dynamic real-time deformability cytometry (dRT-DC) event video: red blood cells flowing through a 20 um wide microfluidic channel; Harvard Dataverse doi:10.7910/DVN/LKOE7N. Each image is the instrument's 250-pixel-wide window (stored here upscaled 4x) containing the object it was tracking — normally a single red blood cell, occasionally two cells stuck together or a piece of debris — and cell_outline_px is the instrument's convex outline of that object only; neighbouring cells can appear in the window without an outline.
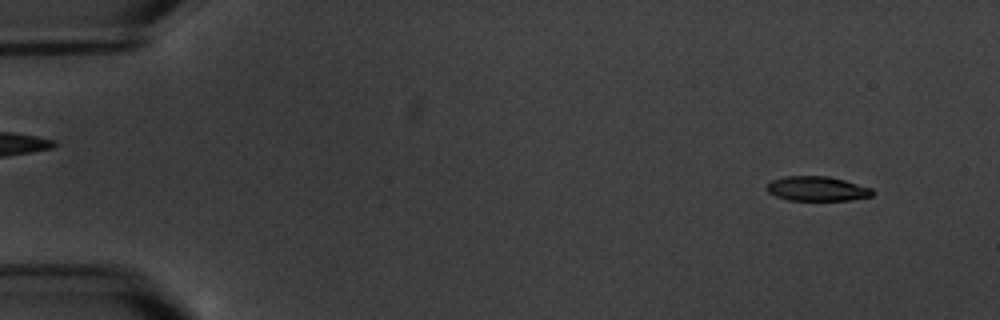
{"species": "common noctule bat (a hibernating species)", "species_latin": "Nyctalus noctula", "temperature_condition": "warm", "stored_images_in_passage": 6, "camera_frame_rate_fps": 3000, "um_per_image_px": 0.085, "animal": {"sex": "male", "body_mass_g": 20.1, "forearm_length_mm": 53.5}, "frame": {"image": 1, "passage_image": 1, "time_ms": 0.0, "image_size_px": [1000, 320], "cell_outline_px": [[876, 192], [872, 196], [848, 200], [788, 200], [776, 196], [768, 192], [764, 188], [772, 180], [784, 176], [828, 176], [844, 180], [872, 188]], "centroid_in_image_um": [69.45, 16.04], "position_along_channel_um": 15.6, "area_um2": 15.2}}
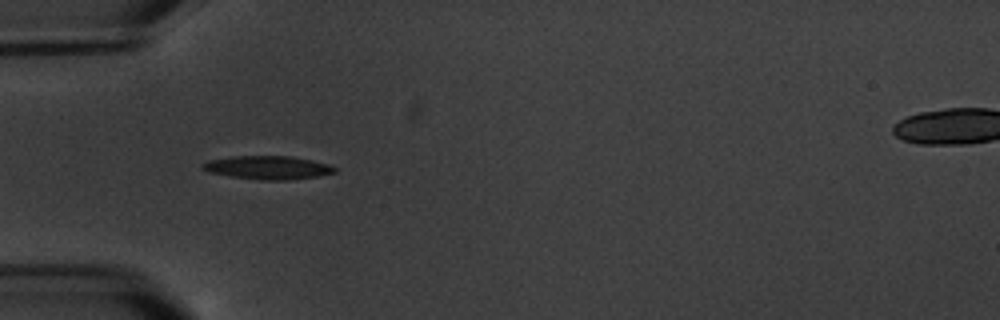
{"frame": {"image": 2, "passage_image": 5, "time_ms": 4.667, "image_size_px": [1000, 320], "cell_outline_px": [[336, 172], [320, 176], [288, 180], [260, 180], [232, 176], [212, 172], [200, 168], [200, 164], [208, 160], [232, 156], [288, 156], [312, 160], [328, 164], [336, 168]], "centroid_in_image_um": [22.77, 14.24], "position_along_channel_um": 62.2, "area_um2": 17.98}}